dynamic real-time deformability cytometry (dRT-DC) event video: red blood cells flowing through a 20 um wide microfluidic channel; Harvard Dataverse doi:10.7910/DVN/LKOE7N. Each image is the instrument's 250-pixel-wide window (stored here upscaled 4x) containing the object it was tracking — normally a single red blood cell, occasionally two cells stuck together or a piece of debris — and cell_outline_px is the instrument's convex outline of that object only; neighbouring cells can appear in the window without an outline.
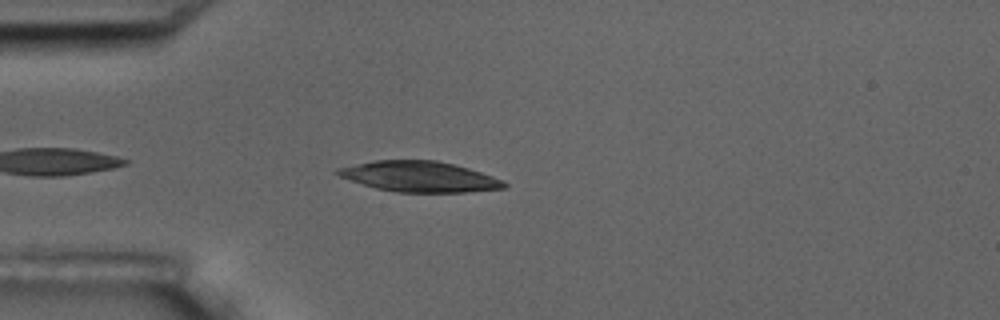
{"species": "common noctule bat (a hibernating species)", "species_latin": "Nyctalus noctula", "temperature_condition": "room temperature", "stored_images_in_passage": 6, "camera_frame_rate_fps": 3000, "um_per_image_px": 0.085, "animal": {"sex": "male", "body_mass_g": 17.5, "forearm_length_mm": 52.3}, "frame": {"image": 1, "passage_image": 5, "time_ms": 4.667, "image_size_px": [1000, 320], "cell_outline_px": [[508, 184], [504, 188], [464, 192], [396, 192], [376, 188], [340, 176], [332, 172], [336, 168], [376, 160], [436, 160], [456, 164], [504, 180]], "centroid_in_image_um": [35.66, 15.0], "position_along_channel_um": 49.3, "area_um2": 29.48}}